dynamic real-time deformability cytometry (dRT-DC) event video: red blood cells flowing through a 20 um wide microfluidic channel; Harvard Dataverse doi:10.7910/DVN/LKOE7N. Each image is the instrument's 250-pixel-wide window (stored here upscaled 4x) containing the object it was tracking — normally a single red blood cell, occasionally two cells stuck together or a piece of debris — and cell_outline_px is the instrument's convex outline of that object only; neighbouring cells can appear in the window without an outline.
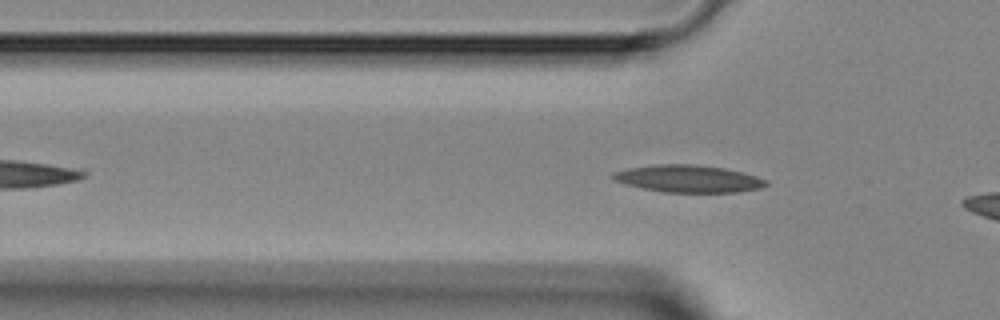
{"species": "Egyptian fruit bat (a non-hibernating species)", "species_latin": "Rousettus aegyptiacus", "temperature_condition": "room temperature", "stored_images_in_passage": 3, "camera_frame_rate_fps": 3000, "um_per_image_px": 0.085, "animal": {"sex": "female"}, "frame": {"image": 1, "passage_image": 3, "time_ms": 3.333, "image_size_px": [1000, 320], "cell_outline_px": [[768, 184], [760, 188], [736, 192], [664, 192], [624, 184], [612, 180], [612, 172], [628, 168], [652, 164], [696, 164], [724, 168], [756, 176], [768, 180]], "centroid_in_image_um": [58.47, 15.18], "position_along_channel_um": 67.3, "area_um2": 24.33}}